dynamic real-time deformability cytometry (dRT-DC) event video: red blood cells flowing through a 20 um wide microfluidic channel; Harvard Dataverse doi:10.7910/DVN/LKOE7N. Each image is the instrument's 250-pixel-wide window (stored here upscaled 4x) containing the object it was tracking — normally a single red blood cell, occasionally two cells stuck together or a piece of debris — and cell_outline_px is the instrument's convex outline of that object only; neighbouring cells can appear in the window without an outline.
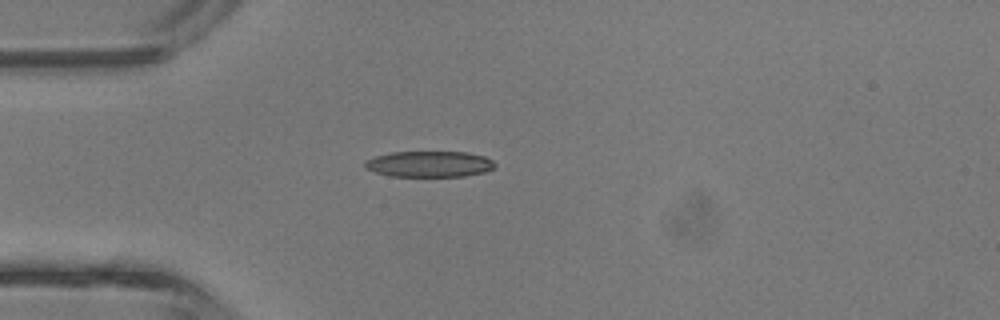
{"species": "common noctule bat (a hibernating species)", "species_latin": "Nyctalus noctula", "temperature_condition": "room temperature", "stored_images_in_passage": 4, "camera_frame_rate_fps": 3000, "um_per_image_px": 0.085, "animal": {"sex": "male", "body_mass_g": 13.3}, "frame": {"image": 1, "passage_image": 4, "time_ms": 1.0, "image_size_px": [1000, 320], "cell_outline_px": [[496, 168], [484, 172], [464, 176], [392, 176], [376, 172], [364, 168], [364, 160], [376, 156], [392, 152], [468, 152], [484, 156], [492, 160], [496, 164]], "centroid_in_image_um": [36.51, 13.94], "position_along_channel_um": 48.5, "area_um2": 19.71}}